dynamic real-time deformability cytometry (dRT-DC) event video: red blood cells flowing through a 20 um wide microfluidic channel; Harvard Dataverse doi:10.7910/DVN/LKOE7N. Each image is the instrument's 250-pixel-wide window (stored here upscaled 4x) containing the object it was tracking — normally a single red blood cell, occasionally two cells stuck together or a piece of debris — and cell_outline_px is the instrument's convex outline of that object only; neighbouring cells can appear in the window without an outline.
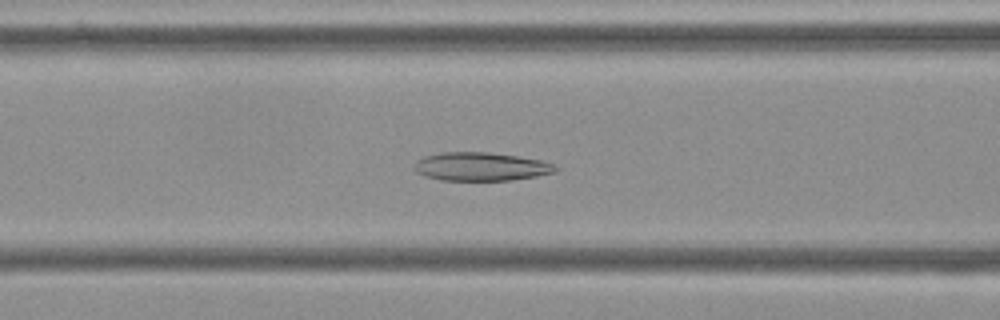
{"species": "Egyptian fruit bat (a non-hibernating species)", "species_latin": "Rousettus aegyptiacus", "temperature_condition": "cold", "stored_images_in_passage": 54, "camera_frame_rate_fps": 3000, "um_per_image_px": 0.085, "frame": {"image": 1, "passage_image": 21, "time_ms": 6.667, "image_size_px": [1000, 320], "cell_outline_px": [[560, 168], [556, 172], [536, 176], [512, 180], [440, 180], [424, 176], [416, 172], [412, 168], [412, 164], [416, 160], [424, 156], [440, 152], [488, 152], [516, 156], [540, 160], [552, 164]], "centroid_in_image_um": [40.82, 14.16], "position_along_channel_um": 125.8, "area_um2": 23.58}}
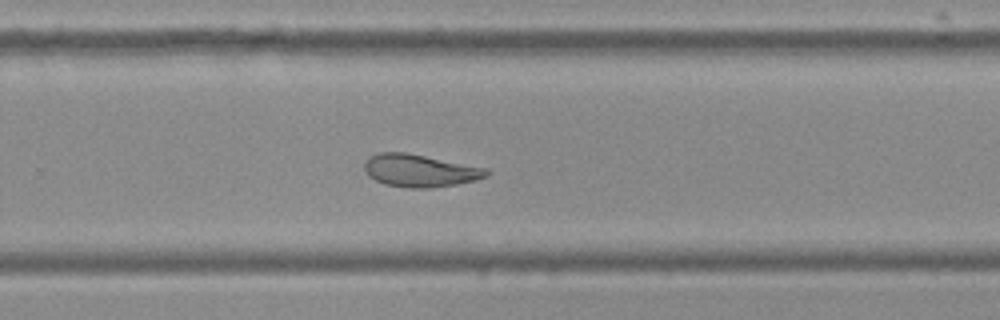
{"frame": {"image": 2, "passage_image": 35, "time_ms": 11.333, "image_size_px": [1000, 320], "cell_outline_px": [[488, 176], [476, 180], [456, 184], [428, 188], [412, 188], [384, 184], [368, 176], [364, 172], [364, 164], [368, 156], [376, 152], [404, 152], [488, 168]], "centroid_in_image_um": [35.65, 14.49], "position_along_channel_um": 294.1, "area_um2": 23.18}}
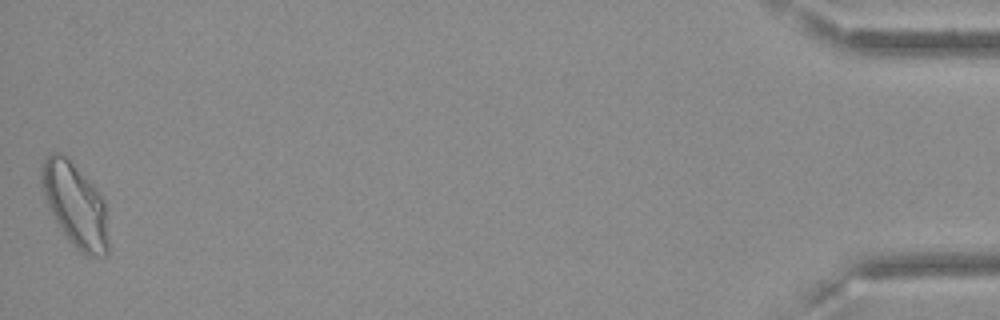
{"frame": {"image": 3, "passage_image": 54, "time_ms": 17.667, "image_size_px": [1000, 320], "cell_outline_px": [[108, 252], [104, 256], [88, 256], [80, 252], [72, 244], [56, 224], [44, 196], [40, 180], [40, 172], [44, 160], [52, 152], [60, 152], [72, 164], [104, 200], [108, 240]], "centroid_in_image_um": [6.36, 17.48], "position_along_channel_um": 428.8, "area_um2": 31.91}, "authors_computed_cell_mechanics": {"area_um2": 25.2297, "velocity_mm_per_s": 3.6148, "shape_relaxation_time_tau1_ms": null, "shape_relaxation_time_tau2_ms": 2.399, "deformation_change_tau1": null, "deformation_change_tau2": 0.0915}}